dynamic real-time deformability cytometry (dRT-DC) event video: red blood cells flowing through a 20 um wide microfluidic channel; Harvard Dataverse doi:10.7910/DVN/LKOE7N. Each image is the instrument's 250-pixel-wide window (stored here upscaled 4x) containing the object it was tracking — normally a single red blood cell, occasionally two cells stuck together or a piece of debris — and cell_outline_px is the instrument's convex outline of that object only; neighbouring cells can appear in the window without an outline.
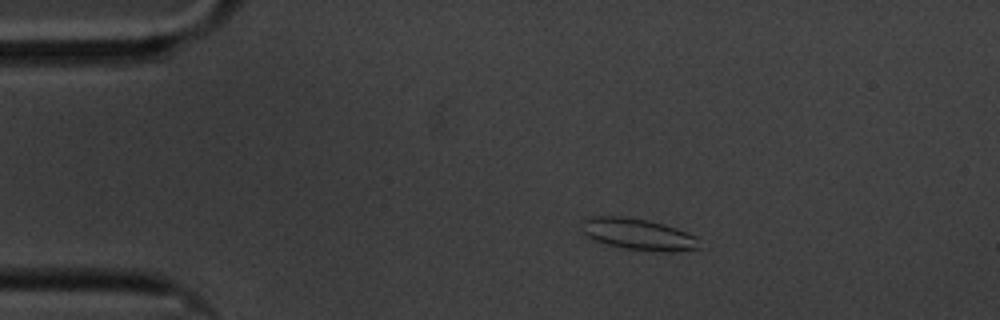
{"species": "common noctule bat (a hibernating species)", "species_latin": "Nyctalus noctula", "temperature_condition": "cold", "stored_images_in_passage": 59, "camera_frame_rate_fps": 3000, "um_per_image_px": 0.085, "animal": {"sex": "male", "body_mass_g": 20.1, "forearm_length_mm": 53.5}, "frame": {"image": 1, "passage_image": 10, "time_ms": 3.0, "image_size_px": [1000, 320], "cell_outline_px": [[700, 248], [672, 252], [664, 252], [624, 248], [592, 240], [580, 232], [584, 220], [588, 216], [624, 216], [664, 224], [688, 232], [696, 236]], "centroid_in_image_um": [54.21, 19.91], "position_along_channel_um": 30.8, "area_um2": 21.62}}
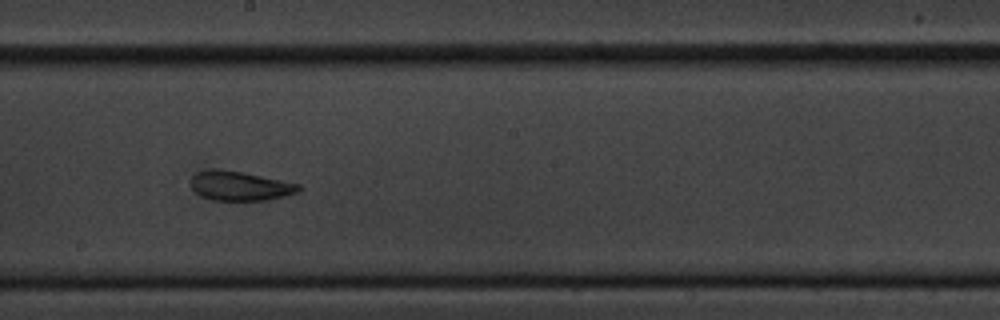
{"frame": {"image": 2, "passage_image": 32, "time_ms": 10.333, "image_size_px": [1000, 320], "cell_outline_px": [[300, 192], [268, 200], [212, 200], [200, 196], [192, 188], [192, 176], [196, 172], [208, 168], [220, 168], [300, 184]], "centroid_in_image_um": [20.36, 15.8], "position_along_channel_um": 227.8, "area_um2": 18.44}}
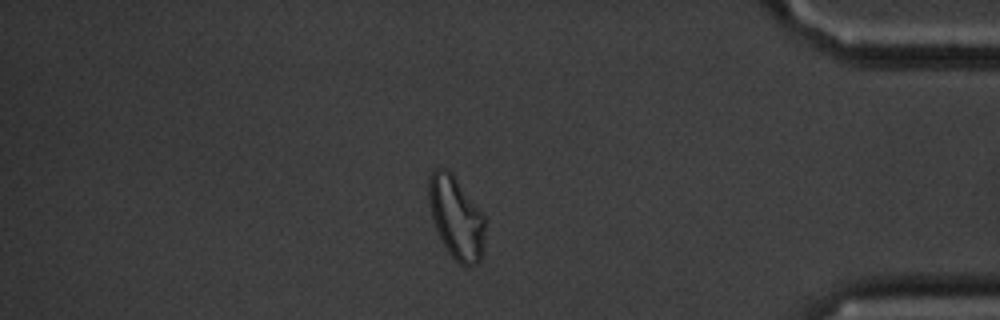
{"frame": {"image": 3, "passage_image": 50, "time_ms": 16.333, "image_size_px": [1000, 320], "cell_outline_px": [[484, 236], [480, 260], [472, 268], [468, 268], [460, 264], [448, 252], [436, 228], [432, 216], [428, 200], [428, 176], [436, 168], [448, 168], [452, 172], [484, 216]], "centroid_in_image_um": [38.76, 18.48], "position_along_channel_um": 396.4, "area_um2": 26.88}, "authors_computed_cell_mechanics": {"area_um2": 20.6924, "velocity_mm_per_s": 3.3447, "shape_relaxation_time_tau1_ms": null, "shape_relaxation_time_tau2_ms": 2.6957, "deformation_change_tau1": null, "deformation_change_tau2": 0.08}}